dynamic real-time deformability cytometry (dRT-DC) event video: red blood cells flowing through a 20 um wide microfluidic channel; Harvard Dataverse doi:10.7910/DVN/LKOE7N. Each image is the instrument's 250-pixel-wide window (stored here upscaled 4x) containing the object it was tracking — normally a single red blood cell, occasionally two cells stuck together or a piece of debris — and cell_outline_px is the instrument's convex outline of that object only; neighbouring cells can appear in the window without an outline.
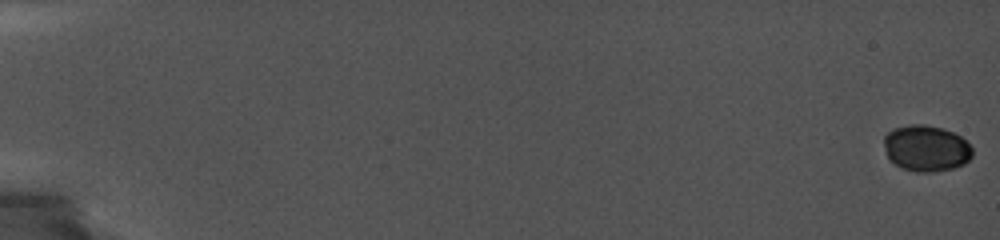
{"species": "common noctule bat (a hibernating species)", "species_latin": "Nyctalus noctula", "temperature_condition": "cold", "stored_images_in_passage": 28, "camera_frame_rate_fps": 5000, "um_per_image_px": 0.085, "animal": {"sex": "female", "body_mass_g": 19.0, "forearm_length_mm": 56.7}, "frame": {"image": 1, "passage_image": 1, "time_ms": 0.0, "image_size_px": [1000, 240], "cell_outline_px": [[972, 156], [964, 164], [952, 168], [932, 172], [916, 172], [904, 168], [896, 164], [888, 156], [884, 144], [884, 136], [892, 128], [908, 124], [924, 124], [940, 128], [952, 132], [960, 136], [972, 148]], "centroid_in_image_um": [78.72, 12.59], "position_along_channel_um": 6.3, "area_um2": 23.58}}
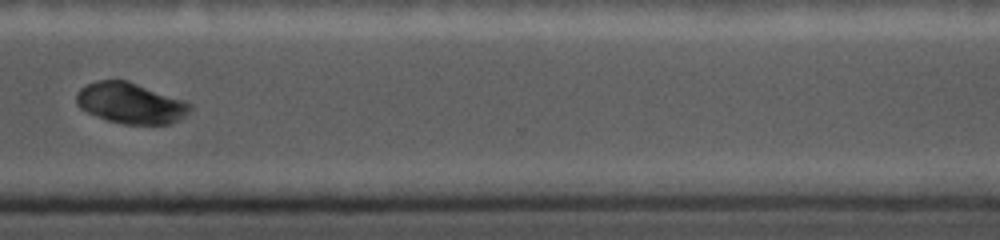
{"frame": {"image": 2, "passage_image": 23, "time_ms": 15.0, "image_size_px": [1000, 240], "cell_outline_px": [[192, 108], [180, 120], [172, 124], [124, 124], [108, 120], [88, 112], [80, 108], [76, 104], [76, 92], [80, 88], [96, 80], [128, 80], [184, 100], [192, 104]], "centroid_in_image_um": [11.11, 8.76], "position_along_channel_um": 359.5, "area_um2": 27.11}}
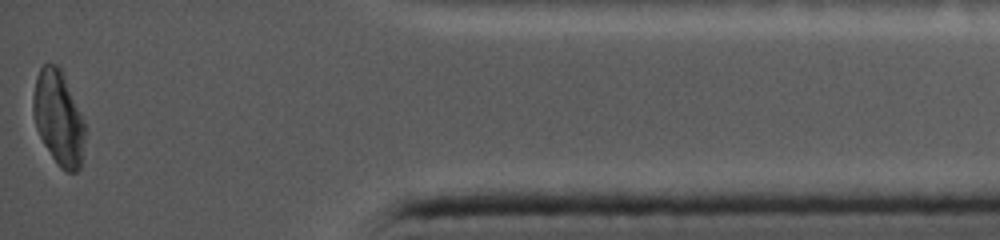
{"frame": {"image": 3, "passage_image": 28, "time_ms": 17.6, "image_size_px": [1000, 240], "cell_outline_px": [[84, 140], [80, 168], [76, 172], [68, 172], [60, 168], [56, 164], [44, 144], [36, 128], [32, 112], [32, 96], [36, 76], [40, 68], [44, 64], [56, 64], [64, 72], [84, 120]], "centroid_in_image_um": [4.96, 10.0], "position_along_channel_um": 430.2, "area_um2": 28.78}, "authors_computed_cell_mechanics": {"area_um2": 26.3568, "velocity_mm_per_s": 3.7425, "shape_relaxation_time_tau1_ms": 1.2758, "shape_relaxation_time_tau2_ms": null, "deformation_change_tau1": 0.0227, "deformation_change_tau2": null}}